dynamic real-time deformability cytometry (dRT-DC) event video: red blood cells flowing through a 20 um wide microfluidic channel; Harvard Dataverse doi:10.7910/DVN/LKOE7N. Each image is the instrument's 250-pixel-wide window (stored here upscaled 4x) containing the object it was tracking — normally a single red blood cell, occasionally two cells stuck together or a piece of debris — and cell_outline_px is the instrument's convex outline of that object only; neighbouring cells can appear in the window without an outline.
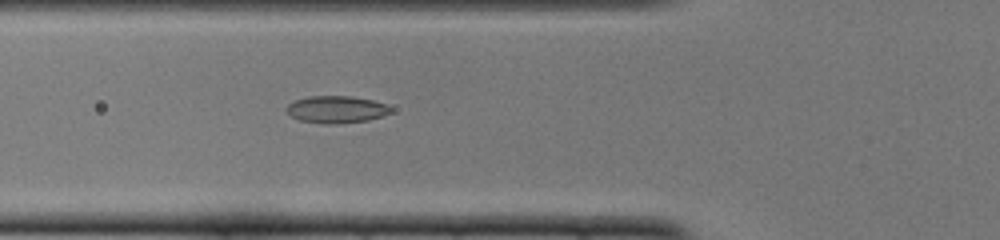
{"species": "common noctule bat (a hibernating species)", "species_latin": "Nyctalus noctula", "temperature_condition": "cold", "stored_images_in_passage": 40, "camera_frame_rate_fps": 3000, "um_per_image_px": 0.085, "animal": {"sex": "female", "body_mass_g": 22.0, "forearm_length_mm": 56.7}, "frame": {"image": 1, "passage_image": 7, "time_ms": 2.0, "image_size_px": [1000, 240], "cell_outline_px": [[392, 112], [368, 120], [336, 124], [320, 124], [300, 120], [292, 116], [284, 108], [288, 104], [296, 100], [308, 96], [352, 96], [372, 100], [384, 104], [392, 108]], "centroid_in_image_um": [28.57, 9.3], "position_along_channel_um": 97.2, "area_um2": 16.47}}
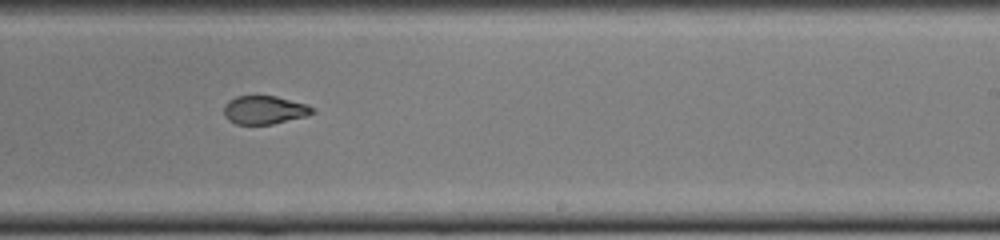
{"frame": {"image": 2, "passage_image": 20, "time_ms": 6.333, "image_size_px": [1000, 240], "cell_outline_px": [[316, 112], [308, 116], [272, 124], [236, 124], [228, 120], [224, 112], [224, 108], [228, 100], [236, 96], [276, 96], [304, 104], [312, 108]], "centroid_in_image_um": [22.47, 9.35], "position_along_channel_um": 266.5, "area_um2": 14.51}}
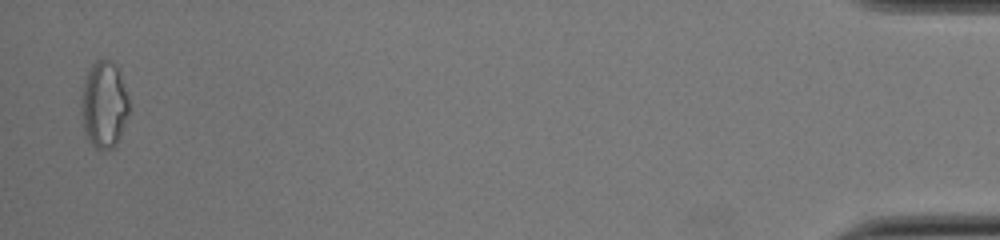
{"frame": {"image": 3, "passage_image": 39, "time_ms": 12.667, "image_size_px": [1000, 240], "cell_outline_px": [[128, 112], [120, 136], [116, 144], [112, 148], [104, 152], [96, 148], [92, 144], [84, 132], [80, 112], [80, 100], [84, 80], [92, 64], [100, 56], [116, 64], [120, 72], [128, 96]], "centroid_in_image_um": [8.81, 8.88], "position_along_channel_um": 426.4, "area_um2": 24.51}, "authors_computed_cell_mechanics": {"area_um2": 16.1551, "velocity_mm_per_s": 3.9122, "shape_relaxation_time_tau1_ms": null, "shape_relaxation_time_tau2_ms": 1.8882, "deformation_change_tau1": null, "deformation_change_tau2": 0.0773}}